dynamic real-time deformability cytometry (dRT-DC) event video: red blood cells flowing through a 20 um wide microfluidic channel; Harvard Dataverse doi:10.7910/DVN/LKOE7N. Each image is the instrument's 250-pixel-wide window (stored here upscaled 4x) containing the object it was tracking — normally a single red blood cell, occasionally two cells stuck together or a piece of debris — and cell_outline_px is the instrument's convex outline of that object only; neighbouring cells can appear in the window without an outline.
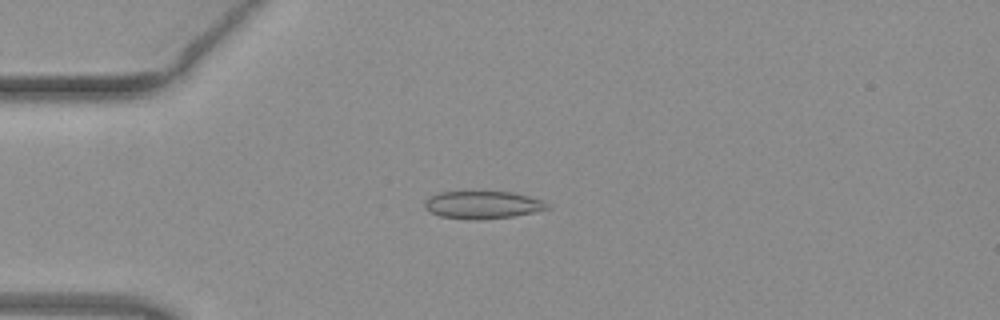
{"species": "common noctule bat (a hibernating species)", "species_latin": "Nyctalus noctula", "temperature_condition": "warm", "stored_images_in_passage": 51, "camera_frame_rate_fps": 3000, "um_per_image_px": 0.085, "animal": {"sex": "female", "body_mass_g": 19.3, "forearm_length_mm": 54.1}, "frame": {"image": 1, "passage_image": 13, "time_ms": 4.0, "image_size_px": [1000, 320], "cell_outline_px": [[552, 208], [512, 216], [476, 220], [468, 220], [440, 216], [424, 208], [424, 200], [440, 192], [484, 188], [512, 192], [544, 200]], "centroid_in_image_um": [41.01, 17.35], "position_along_channel_um": 44.0, "area_um2": 20.69}}
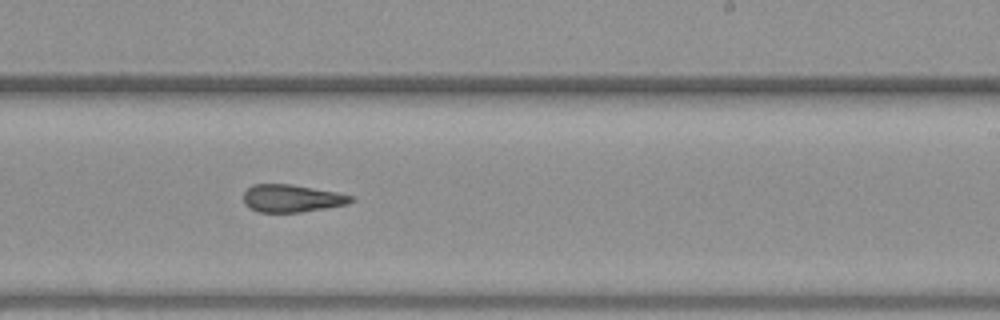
{"frame": {"image": 2, "passage_image": 31, "time_ms": 10.0, "image_size_px": [1000, 320], "cell_outline_px": [[356, 200], [348, 204], [300, 212], [256, 212], [248, 208], [244, 204], [244, 192], [252, 184], [292, 184], [336, 192], [352, 196]], "centroid_in_image_um": [24.78, 16.86], "position_along_channel_um": 264.2, "area_um2": 17.34}}
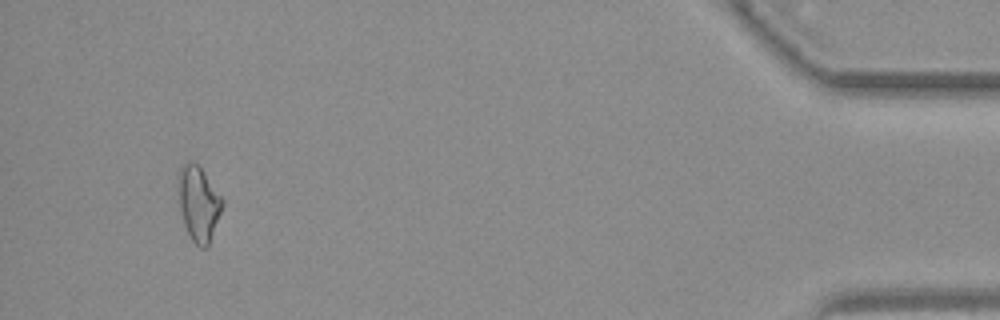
{"frame": {"image": 3, "passage_image": 48, "time_ms": 15.667, "image_size_px": [1000, 320], "cell_outline_px": [[224, 204], [208, 244], [204, 248], [200, 248], [192, 240], [184, 224], [180, 208], [180, 172], [184, 164], [188, 160], [200, 164], [224, 200]], "centroid_in_image_um": [16.92, 17.27], "position_along_channel_um": 418.3, "area_um2": 18.79}, "authors_computed_cell_mechanics": {"area_um2": 18.4382, "velocity_mm_per_s": 4.0518, "shape_relaxation_time_tau1_ms": null, "shape_relaxation_time_tau2_ms": 3.7873, "deformation_change_tau1": null, "deformation_change_tau2": 0.1437}}